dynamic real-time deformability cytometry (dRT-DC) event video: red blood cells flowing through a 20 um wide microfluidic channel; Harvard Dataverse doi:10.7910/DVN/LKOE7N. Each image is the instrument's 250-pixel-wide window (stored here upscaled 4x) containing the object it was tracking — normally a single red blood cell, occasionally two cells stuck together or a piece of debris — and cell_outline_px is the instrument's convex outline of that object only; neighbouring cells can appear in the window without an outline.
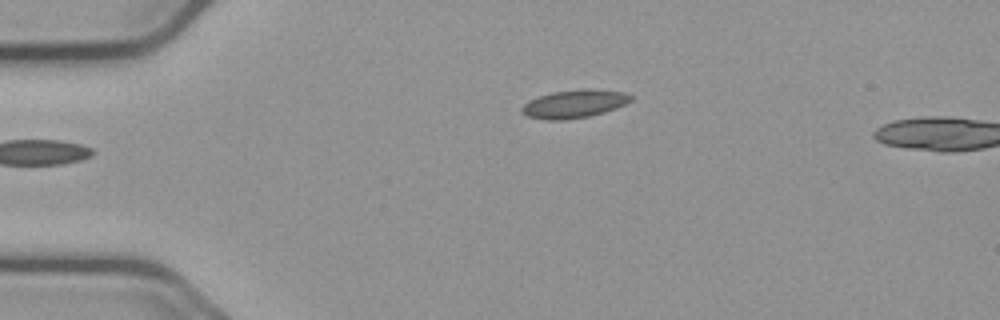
{"species": "common noctule bat (a hibernating species)", "species_latin": "Nyctalus noctula", "temperature_condition": "cold", "stored_images_in_passage": 3, "camera_frame_rate_fps": 3000, "um_per_image_px": 0.085, "animal": {"sex": "male", "body_mass_g": 23.1, "forearm_length_mm": 52.7}, "frame": {"image": 1, "passage_image": 1, "time_ms": 0.0, "image_size_px": [1000, 320], "cell_outline_px": [[632, 100], [616, 108], [604, 112], [588, 116], [564, 120], [548, 120], [528, 116], [520, 112], [520, 108], [524, 104], [540, 96], [552, 92], [580, 88], [588, 88], [624, 92], [632, 96]], "centroid_in_image_um": [48.82, 8.82], "position_along_channel_um": 36.2, "area_um2": 17.8}}